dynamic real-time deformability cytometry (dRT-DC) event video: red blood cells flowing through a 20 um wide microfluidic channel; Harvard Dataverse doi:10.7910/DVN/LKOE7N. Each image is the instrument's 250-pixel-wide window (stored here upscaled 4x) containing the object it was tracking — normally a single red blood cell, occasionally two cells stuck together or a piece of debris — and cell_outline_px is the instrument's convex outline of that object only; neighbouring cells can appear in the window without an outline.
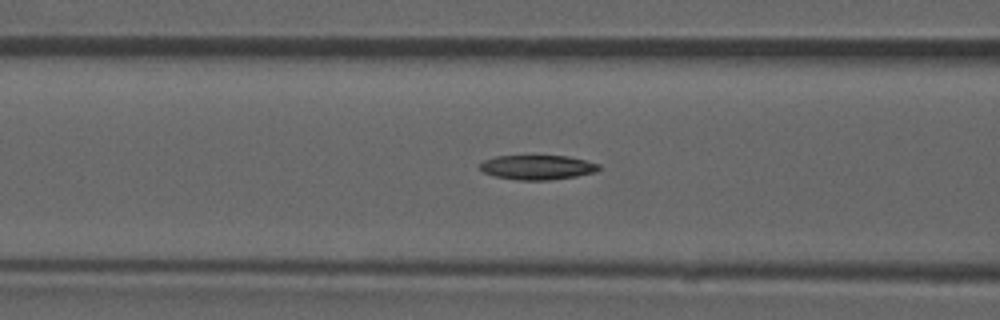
{"species": "common noctule bat (a hibernating species)", "species_latin": "Nyctalus noctula", "temperature_condition": "room temperature", "stored_images_in_passage": 35, "camera_frame_rate_fps": 3000, "um_per_image_px": 0.085, "animal": {"sex": "male", "forearm_length_mm": 52.5}, "frame": {"image": 1, "passage_image": 20, "time_ms": 6.333, "image_size_px": [1000, 320], "cell_outline_px": [[600, 168], [596, 172], [576, 176], [548, 180], [516, 180], [492, 176], [484, 172], [480, 168], [480, 164], [484, 160], [496, 156], [568, 156], [600, 164]], "centroid_in_image_um": [45.67, 14.23], "position_along_channel_um": 120.9, "area_um2": 16.99}}